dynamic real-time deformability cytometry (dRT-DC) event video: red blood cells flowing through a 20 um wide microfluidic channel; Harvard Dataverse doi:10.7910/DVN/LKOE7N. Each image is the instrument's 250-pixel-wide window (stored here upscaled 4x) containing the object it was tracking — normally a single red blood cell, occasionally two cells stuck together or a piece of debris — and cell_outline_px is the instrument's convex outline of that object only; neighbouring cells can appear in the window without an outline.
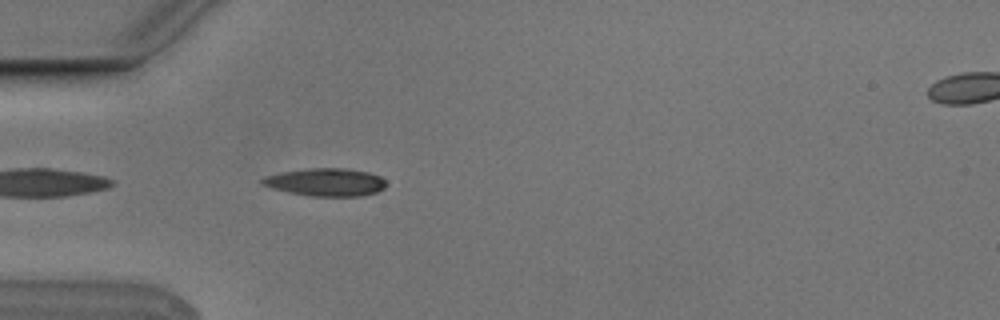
{"species": "Egyptian fruit bat (a non-hibernating species)", "species_latin": "Rousettus aegyptiacus", "temperature_condition": "cold", "stored_images_in_passage": 5, "segment_of_instrument_passage": [1, 2], "camera_frame_rate_fps": 3000, "um_per_image_px": 0.085, "animal": {"sex": "male"}, "frame": {"image": 1, "passage_image": 4, "time_ms": 1.0, "image_size_px": [1000, 320], "cell_outline_px": [[388, 184], [384, 188], [376, 192], [360, 196], [312, 196], [288, 192], [272, 188], [260, 184], [260, 180], [264, 176], [284, 172], [308, 168], [344, 168], [368, 172], [380, 176]], "centroid_in_image_um": [27.69, 15.48], "position_along_channel_um": 57.3, "area_um2": 20.06}}